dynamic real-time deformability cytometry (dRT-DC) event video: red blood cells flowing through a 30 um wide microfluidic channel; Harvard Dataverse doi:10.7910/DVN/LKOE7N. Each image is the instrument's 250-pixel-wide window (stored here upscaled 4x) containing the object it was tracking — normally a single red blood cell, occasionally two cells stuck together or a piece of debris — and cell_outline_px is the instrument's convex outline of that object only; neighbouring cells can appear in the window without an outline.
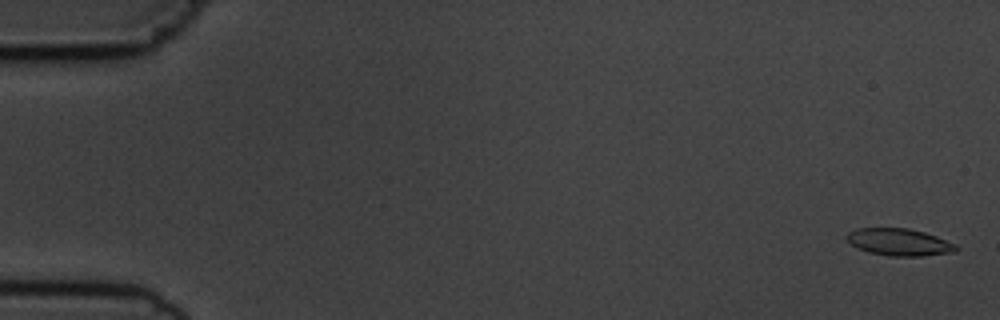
{"species": "common noctule bat (a hibernating species)", "species_latin": "Nyctalus noctula", "temperature_condition": "cold", "stored_images_in_passage": 9, "camera_frame_rate_fps": 3000, "um_per_image_px": 0.085, "animal": {"sex": "male", "body_mass_g": 19.5, "forearm_length_mm": 54.6}, "frame": {"image": 1, "passage_image": 1, "time_ms": 0.0, "image_size_px": [1000, 320], "cell_outline_px": [[960, 248], [956, 252], [920, 256], [888, 256], [868, 252], [852, 244], [844, 236], [848, 232], [856, 228], [908, 228], [924, 232], [936, 236], [956, 244]], "centroid_in_image_um": [76.46, 20.58], "position_along_channel_um": 8.5, "area_um2": 17.34}}
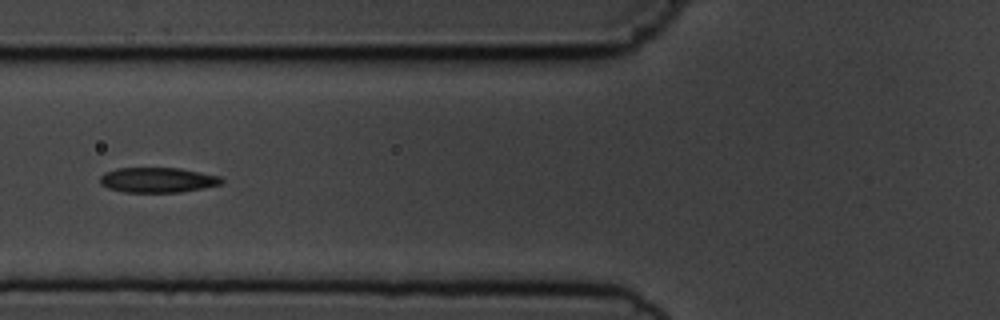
{"frame": {"image": 2, "passage_image": 6, "time_ms": 6.667, "image_size_px": [1000, 320], "cell_outline_px": [[224, 180], [220, 184], [180, 192], [124, 192], [108, 188], [100, 184], [100, 176], [104, 172], [116, 168], [180, 168], [220, 176]], "centroid_in_image_um": [13.35, 15.29], "position_along_channel_um": 112.4, "area_um2": 17.69}}
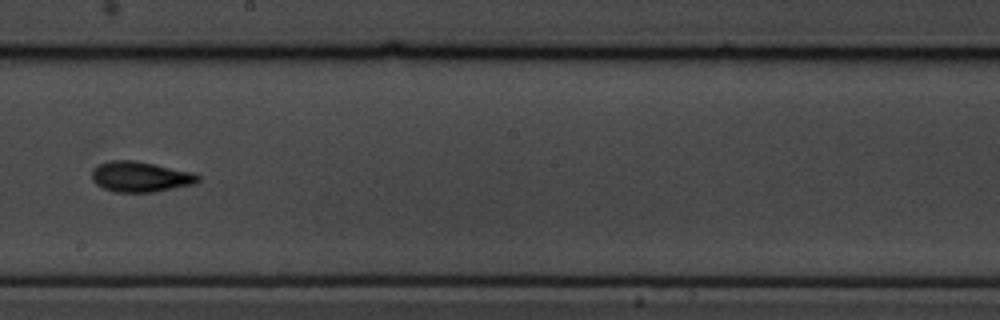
{"frame": {"image": 3, "passage_image": 9, "time_ms": 10.0, "image_size_px": [1000, 320], "cell_outline_px": [[200, 180], [196, 184], [156, 192], [116, 192], [104, 188], [96, 184], [92, 180], [92, 172], [100, 164], [112, 160], [132, 160], [196, 172], [200, 176]], "centroid_in_image_um": [12.01, 15.03], "position_along_channel_um": 236.2, "area_um2": 18.9}}